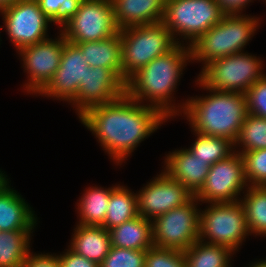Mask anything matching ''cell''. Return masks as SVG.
I'll list each match as a JSON object with an SVG mask.
<instances>
[{
    "label": "cell",
    "instance_id": "obj_1",
    "mask_svg": "<svg viewBox=\"0 0 266 267\" xmlns=\"http://www.w3.org/2000/svg\"><path fill=\"white\" fill-rule=\"evenodd\" d=\"M78 118L117 166L168 121L158 109L141 104L126 93L113 102L89 108Z\"/></svg>",
    "mask_w": 266,
    "mask_h": 267
},
{
    "label": "cell",
    "instance_id": "obj_2",
    "mask_svg": "<svg viewBox=\"0 0 266 267\" xmlns=\"http://www.w3.org/2000/svg\"><path fill=\"white\" fill-rule=\"evenodd\" d=\"M190 61L191 47L177 44L135 73L126 82L125 93L141 104L155 107L169 120L182 116L187 100L175 103L174 93Z\"/></svg>",
    "mask_w": 266,
    "mask_h": 267
},
{
    "label": "cell",
    "instance_id": "obj_3",
    "mask_svg": "<svg viewBox=\"0 0 266 267\" xmlns=\"http://www.w3.org/2000/svg\"><path fill=\"white\" fill-rule=\"evenodd\" d=\"M195 82L209 94L187 98L182 114L191 131L229 139L234 143L248 114L245 94L213 90L198 77Z\"/></svg>",
    "mask_w": 266,
    "mask_h": 267
},
{
    "label": "cell",
    "instance_id": "obj_4",
    "mask_svg": "<svg viewBox=\"0 0 266 267\" xmlns=\"http://www.w3.org/2000/svg\"><path fill=\"white\" fill-rule=\"evenodd\" d=\"M260 23V17L257 16L225 15L190 46L193 61L191 63L202 62V71L213 60L244 52Z\"/></svg>",
    "mask_w": 266,
    "mask_h": 267
},
{
    "label": "cell",
    "instance_id": "obj_5",
    "mask_svg": "<svg viewBox=\"0 0 266 267\" xmlns=\"http://www.w3.org/2000/svg\"><path fill=\"white\" fill-rule=\"evenodd\" d=\"M122 81L126 82L153 59L167 54L176 45L163 22L120 30Z\"/></svg>",
    "mask_w": 266,
    "mask_h": 267
},
{
    "label": "cell",
    "instance_id": "obj_6",
    "mask_svg": "<svg viewBox=\"0 0 266 267\" xmlns=\"http://www.w3.org/2000/svg\"><path fill=\"white\" fill-rule=\"evenodd\" d=\"M225 15L216 0H165L162 22L177 44L190 47Z\"/></svg>",
    "mask_w": 266,
    "mask_h": 267
},
{
    "label": "cell",
    "instance_id": "obj_7",
    "mask_svg": "<svg viewBox=\"0 0 266 267\" xmlns=\"http://www.w3.org/2000/svg\"><path fill=\"white\" fill-rule=\"evenodd\" d=\"M208 204L204 210L200 208L199 240L229 247L236 253L251 236L241 201Z\"/></svg>",
    "mask_w": 266,
    "mask_h": 267
},
{
    "label": "cell",
    "instance_id": "obj_8",
    "mask_svg": "<svg viewBox=\"0 0 266 267\" xmlns=\"http://www.w3.org/2000/svg\"><path fill=\"white\" fill-rule=\"evenodd\" d=\"M263 65L260 57L244 51L213 60L197 77L213 90L245 94L265 75Z\"/></svg>",
    "mask_w": 266,
    "mask_h": 267
},
{
    "label": "cell",
    "instance_id": "obj_9",
    "mask_svg": "<svg viewBox=\"0 0 266 267\" xmlns=\"http://www.w3.org/2000/svg\"><path fill=\"white\" fill-rule=\"evenodd\" d=\"M200 202L193 196L184 205L152 220L153 244L158 248L185 251L200 237Z\"/></svg>",
    "mask_w": 266,
    "mask_h": 267
},
{
    "label": "cell",
    "instance_id": "obj_10",
    "mask_svg": "<svg viewBox=\"0 0 266 267\" xmlns=\"http://www.w3.org/2000/svg\"><path fill=\"white\" fill-rule=\"evenodd\" d=\"M59 32L69 42L106 40L116 35L119 29L111 0H82L78 11Z\"/></svg>",
    "mask_w": 266,
    "mask_h": 267
},
{
    "label": "cell",
    "instance_id": "obj_11",
    "mask_svg": "<svg viewBox=\"0 0 266 267\" xmlns=\"http://www.w3.org/2000/svg\"><path fill=\"white\" fill-rule=\"evenodd\" d=\"M247 188L243 157L234 151L210 166L204 185L194 197L202 202L200 205L234 202L240 200Z\"/></svg>",
    "mask_w": 266,
    "mask_h": 267
},
{
    "label": "cell",
    "instance_id": "obj_12",
    "mask_svg": "<svg viewBox=\"0 0 266 267\" xmlns=\"http://www.w3.org/2000/svg\"><path fill=\"white\" fill-rule=\"evenodd\" d=\"M0 15L8 38L17 52L49 38L48 27L52 22L41 11L37 0H19L1 9Z\"/></svg>",
    "mask_w": 266,
    "mask_h": 267
},
{
    "label": "cell",
    "instance_id": "obj_13",
    "mask_svg": "<svg viewBox=\"0 0 266 267\" xmlns=\"http://www.w3.org/2000/svg\"><path fill=\"white\" fill-rule=\"evenodd\" d=\"M57 38H48L34 45L26 46L17 53L23 63L27 82L23 87L28 94L37 95L53 78L59 68L64 48V36L58 32Z\"/></svg>",
    "mask_w": 266,
    "mask_h": 267
},
{
    "label": "cell",
    "instance_id": "obj_14",
    "mask_svg": "<svg viewBox=\"0 0 266 267\" xmlns=\"http://www.w3.org/2000/svg\"><path fill=\"white\" fill-rule=\"evenodd\" d=\"M138 214L153 220L173 208L187 203L193 195L163 170L137 193Z\"/></svg>",
    "mask_w": 266,
    "mask_h": 267
},
{
    "label": "cell",
    "instance_id": "obj_15",
    "mask_svg": "<svg viewBox=\"0 0 266 267\" xmlns=\"http://www.w3.org/2000/svg\"><path fill=\"white\" fill-rule=\"evenodd\" d=\"M125 94V83L107 68L87 67L84 80L80 81L76 96L69 102L81 116L89 108L113 102Z\"/></svg>",
    "mask_w": 266,
    "mask_h": 267
},
{
    "label": "cell",
    "instance_id": "obj_16",
    "mask_svg": "<svg viewBox=\"0 0 266 267\" xmlns=\"http://www.w3.org/2000/svg\"><path fill=\"white\" fill-rule=\"evenodd\" d=\"M88 63L80 48L64 38V48L59 68L53 78L36 95L53 98L69 103L79 88L80 81L84 80Z\"/></svg>",
    "mask_w": 266,
    "mask_h": 267
},
{
    "label": "cell",
    "instance_id": "obj_17",
    "mask_svg": "<svg viewBox=\"0 0 266 267\" xmlns=\"http://www.w3.org/2000/svg\"><path fill=\"white\" fill-rule=\"evenodd\" d=\"M163 160V171L170 178L179 181L193 196L200 191L210 168L205 161L184 147L169 152Z\"/></svg>",
    "mask_w": 266,
    "mask_h": 267
},
{
    "label": "cell",
    "instance_id": "obj_18",
    "mask_svg": "<svg viewBox=\"0 0 266 267\" xmlns=\"http://www.w3.org/2000/svg\"><path fill=\"white\" fill-rule=\"evenodd\" d=\"M10 184L0 190V231H34L37 215Z\"/></svg>",
    "mask_w": 266,
    "mask_h": 267
},
{
    "label": "cell",
    "instance_id": "obj_19",
    "mask_svg": "<svg viewBox=\"0 0 266 267\" xmlns=\"http://www.w3.org/2000/svg\"><path fill=\"white\" fill-rule=\"evenodd\" d=\"M119 30L162 22L165 0H111Z\"/></svg>",
    "mask_w": 266,
    "mask_h": 267
},
{
    "label": "cell",
    "instance_id": "obj_20",
    "mask_svg": "<svg viewBox=\"0 0 266 267\" xmlns=\"http://www.w3.org/2000/svg\"><path fill=\"white\" fill-rule=\"evenodd\" d=\"M73 230L74 234L68 247L76 254L100 265L111 248L109 231L102 226H86L78 223Z\"/></svg>",
    "mask_w": 266,
    "mask_h": 267
},
{
    "label": "cell",
    "instance_id": "obj_21",
    "mask_svg": "<svg viewBox=\"0 0 266 267\" xmlns=\"http://www.w3.org/2000/svg\"><path fill=\"white\" fill-rule=\"evenodd\" d=\"M76 44L90 67L111 69L122 80V52L119 32L106 40L71 42Z\"/></svg>",
    "mask_w": 266,
    "mask_h": 267
},
{
    "label": "cell",
    "instance_id": "obj_22",
    "mask_svg": "<svg viewBox=\"0 0 266 267\" xmlns=\"http://www.w3.org/2000/svg\"><path fill=\"white\" fill-rule=\"evenodd\" d=\"M108 231L111 246L114 247L130 250H147L154 246L152 220L141 215Z\"/></svg>",
    "mask_w": 266,
    "mask_h": 267
},
{
    "label": "cell",
    "instance_id": "obj_23",
    "mask_svg": "<svg viewBox=\"0 0 266 267\" xmlns=\"http://www.w3.org/2000/svg\"><path fill=\"white\" fill-rule=\"evenodd\" d=\"M117 185H112L111 187H97L91 186L83 190L84 193L80 196L79 202L76 203L77 214H78V224L86 226H102L107 213L109 199L111 196V191Z\"/></svg>",
    "mask_w": 266,
    "mask_h": 267
},
{
    "label": "cell",
    "instance_id": "obj_24",
    "mask_svg": "<svg viewBox=\"0 0 266 267\" xmlns=\"http://www.w3.org/2000/svg\"><path fill=\"white\" fill-rule=\"evenodd\" d=\"M139 216L137 195L128 187L118 184L112 191L102 227L112 229Z\"/></svg>",
    "mask_w": 266,
    "mask_h": 267
},
{
    "label": "cell",
    "instance_id": "obj_25",
    "mask_svg": "<svg viewBox=\"0 0 266 267\" xmlns=\"http://www.w3.org/2000/svg\"><path fill=\"white\" fill-rule=\"evenodd\" d=\"M236 254L229 247L197 240L184 251L186 267H232Z\"/></svg>",
    "mask_w": 266,
    "mask_h": 267
},
{
    "label": "cell",
    "instance_id": "obj_26",
    "mask_svg": "<svg viewBox=\"0 0 266 267\" xmlns=\"http://www.w3.org/2000/svg\"><path fill=\"white\" fill-rule=\"evenodd\" d=\"M34 231H0V267H22Z\"/></svg>",
    "mask_w": 266,
    "mask_h": 267
},
{
    "label": "cell",
    "instance_id": "obj_27",
    "mask_svg": "<svg viewBox=\"0 0 266 267\" xmlns=\"http://www.w3.org/2000/svg\"><path fill=\"white\" fill-rule=\"evenodd\" d=\"M240 201L250 234L266 237V187L248 186Z\"/></svg>",
    "mask_w": 266,
    "mask_h": 267
},
{
    "label": "cell",
    "instance_id": "obj_28",
    "mask_svg": "<svg viewBox=\"0 0 266 267\" xmlns=\"http://www.w3.org/2000/svg\"><path fill=\"white\" fill-rule=\"evenodd\" d=\"M192 132H194L196 139L187 149L209 166L227 158L234 152V143L229 139Z\"/></svg>",
    "mask_w": 266,
    "mask_h": 267
},
{
    "label": "cell",
    "instance_id": "obj_29",
    "mask_svg": "<svg viewBox=\"0 0 266 267\" xmlns=\"http://www.w3.org/2000/svg\"><path fill=\"white\" fill-rule=\"evenodd\" d=\"M265 148L266 119L248 113L234 142V151L242 155L248 151Z\"/></svg>",
    "mask_w": 266,
    "mask_h": 267
},
{
    "label": "cell",
    "instance_id": "obj_30",
    "mask_svg": "<svg viewBox=\"0 0 266 267\" xmlns=\"http://www.w3.org/2000/svg\"><path fill=\"white\" fill-rule=\"evenodd\" d=\"M82 0H37L41 11L58 28L62 27L75 13Z\"/></svg>",
    "mask_w": 266,
    "mask_h": 267
},
{
    "label": "cell",
    "instance_id": "obj_31",
    "mask_svg": "<svg viewBox=\"0 0 266 267\" xmlns=\"http://www.w3.org/2000/svg\"><path fill=\"white\" fill-rule=\"evenodd\" d=\"M248 186L266 187V148L242 154Z\"/></svg>",
    "mask_w": 266,
    "mask_h": 267
},
{
    "label": "cell",
    "instance_id": "obj_32",
    "mask_svg": "<svg viewBox=\"0 0 266 267\" xmlns=\"http://www.w3.org/2000/svg\"><path fill=\"white\" fill-rule=\"evenodd\" d=\"M146 252L111 246L99 267H145Z\"/></svg>",
    "mask_w": 266,
    "mask_h": 267
},
{
    "label": "cell",
    "instance_id": "obj_33",
    "mask_svg": "<svg viewBox=\"0 0 266 267\" xmlns=\"http://www.w3.org/2000/svg\"><path fill=\"white\" fill-rule=\"evenodd\" d=\"M145 267H186L184 252L153 246L145 254Z\"/></svg>",
    "mask_w": 266,
    "mask_h": 267
},
{
    "label": "cell",
    "instance_id": "obj_34",
    "mask_svg": "<svg viewBox=\"0 0 266 267\" xmlns=\"http://www.w3.org/2000/svg\"><path fill=\"white\" fill-rule=\"evenodd\" d=\"M249 114L266 119V74L245 93Z\"/></svg>",
    "mask_w": 266,
    "mask_h": 267
},
{
    "label": "cell",
    "instance_id": "obj_35",
    "mask_svg": "<svg viewBox=\"0 0 266 267\" xmlns=\"http://www.w3.org/2000/svg\"><path fill=\"white\" fill-rule=\"evenodd\" d=\"M22 267H61L57 254L29 252Z\"/></svg>",
    "mask_w": 266,
    "mask_h": 267
},
{
    "label": "cell",
    "instance_id": "obj_36",
    "mask_svg": "<svg viewBox=\"0 0 266 267\" xmlns=\"http://www.w3.org/2000/svg\"><path fill=\"white\" fill-rule=\"evenodd\" d=\"M67 248L63 253L57 255L61 267H99L96 262L76 254L69 247Z\"/></svg>",
    "mask_w": 266,
    "mask_h": 267
},
{
    "label": "cell",
    "instance_id": "obj_37",
    "mask_svg": "<svg viewBox=\"0 0 266 267\" xmlns=\"http://www.w3.org/2000/svg\"><path fill=\"white\" fill-rule=\"evenodd\" d=\"M222 11L226 15L244 14V9L248 7L253 0H216ZM243 11V12H242Z\"/></svg>",
    "mask_w": 266,
    "mask_h": 267
},
{
    "label": "cell",
    "instance_id": "obj_38",
    "mask_svg": "<svg viewBox=\"0 0 266 267\" xmlns=\"http://www.w3.org/2000/svg\"><path fill=\"white\" fill-rule=\"evenodd\" d=\"M10 178H8V176L6 174L3 173V171H1L0 169V190L8 183H10L11 181H9Z\"/></svg>",
    "mask_w": 266,
    "mask_h": 267
},
{
    "label": "cell",
    "instance_id": "obj_39",
    "mask_svg": "<svg viewBox=\"0 0 266 267\" xmlns=\"http://www.w3.org/2000/svg\"><path fill=\"white\" fill-rule=\"evenodd\" d=\"M248 266L249 267H266V257L265 259H259L255 262H252Z\"/></svg>",
    "mask_w": 266,
    "mask_h": 267
},
{
    "label": "cell",
    "instance_id": "obj_40",
    "mask_svg": "<svg viewBox=\"0 0 266 267\" xmlns=\"http://www.w3.org/2000/svg\"><path fill=\"white\" fill-rule=\"evenodd\" d=\"M17 1H19V0H0V10L5 8V7L11 6L12 4L16 3Z\"/></svg>",
    "mask_w": 266,
    "mask_h": 267
},
{
    "label": "cell",
    "instance_id": "obj_41",
    "mask_svg": "<svg viewBox=\"0 0 266 267\" xmlns=\"http://www.w3.org/2000/svg\"><path fill=\"white\" fill-rule=\"evenodd\" d=\"M4 28V26L3 27H0V31H2V29ZM0 41H2L1 39H0ZM1 44V43H0Z\"/></svg>",
    "mask_w": 266,
    "mask_h": 267
}]
</instances>
